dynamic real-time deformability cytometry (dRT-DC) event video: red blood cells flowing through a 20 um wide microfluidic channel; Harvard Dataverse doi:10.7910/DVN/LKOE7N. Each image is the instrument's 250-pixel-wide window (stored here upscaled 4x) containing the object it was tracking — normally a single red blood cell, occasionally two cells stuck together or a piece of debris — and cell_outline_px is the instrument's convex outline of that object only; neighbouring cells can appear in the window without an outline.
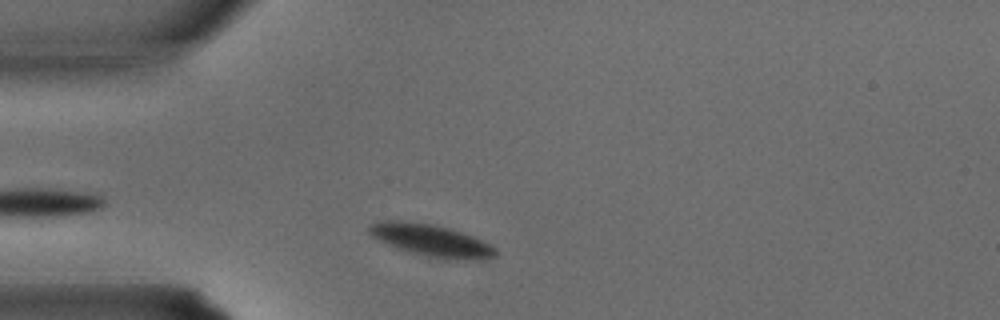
{"species": "common noctule bat (a hibernating species)", "species_latin": "Nyctalus noctula", "temperature_condition": "warm", "stored_images_in_passage": 22, "camera_frame_rate_fps": 3000, "um_per_image_px": 0.085, "animal": {"sex": "male", "body_mass_g": 15.6}, "frame": {"image": 1, "passage_image": 2, "time_ms": 0.333, "image_size_px": [1000, 320], "cell_outline_px": [[496, 256], [488, 260], [444, 260], [412, 252], [388, 244], [372, 236], [368, 232], [368, 228], [372, 224], [380, 220], [404, 220], [432, 224], [448, 228], [472, 236], [496, 248]], "centroid_in_image_um": [36.69, 20.44], "position_along_channel_um": 48.3, "area_um2": 23.52}}
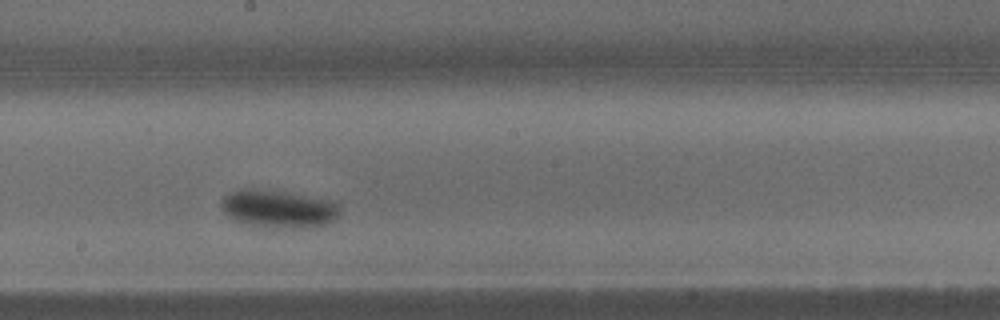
{"frame": {"image": 2, "passage_image": 12, "time_ms": 3.667, "image_size_px": [1000, 320], "cell_outline_px": [[340, 212], [328, 224], [312, 228], [264, 228], [248, 224], [236, 220], [228, 216], [224, 212], [220, 204], [220, 200], [224, 196], [240, 188], [256, 188], [284, 192], [328, 200], [336, 204], [340, 208]], "centroid_in_image_um": [23.63, 17.77], "position_along_channel_um": 224.6, "area_um2": 26.24}}
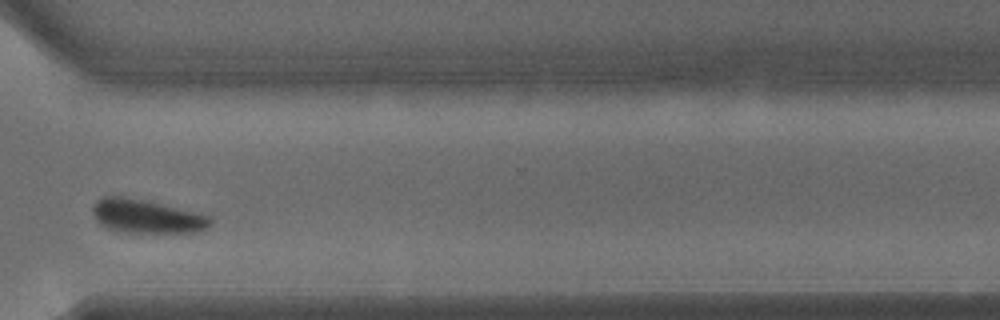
{"frame": {"image": 3, "passage_image": 19, "time_ms": 6.0, "image_size_px": [1000, 320], "cell_outline_px": [[212, 224], [204, 232], [124, 232], [100, 224], [96, 220], [92, 212], [92, 204], [96, 200], [104, 196], [120, 196], [200, 212], [208, 216], [212, 220]], "centroid_in_image_um": [12.5, 18.39], "position_along_channel_um": 358.1, "area_um2": 22.95}}